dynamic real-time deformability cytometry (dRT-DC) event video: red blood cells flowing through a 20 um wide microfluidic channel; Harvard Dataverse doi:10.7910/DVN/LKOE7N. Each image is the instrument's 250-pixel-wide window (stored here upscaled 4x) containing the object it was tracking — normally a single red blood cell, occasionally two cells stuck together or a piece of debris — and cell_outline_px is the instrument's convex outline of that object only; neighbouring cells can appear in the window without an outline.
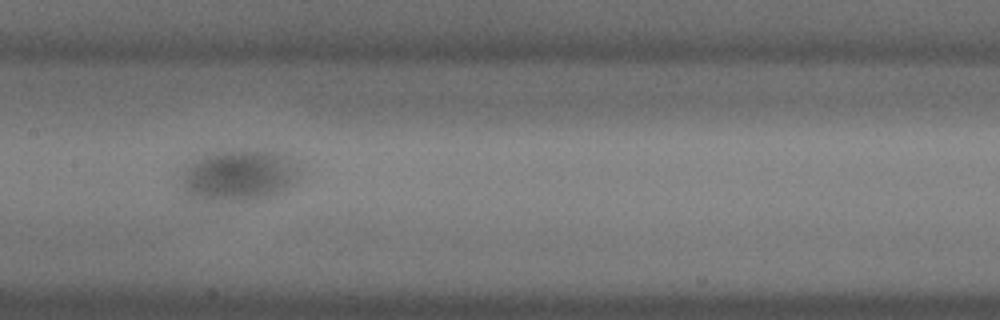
{"species": "common noctule bat (a hibernating species)", "species_latin": "Nyctalus noctula", "temperature_condition": "cold", "stored_images_in_passage": 37, "camera_frame_rate_fps": 3000, "um_per_image_px": 0.085, "animal": {"sex": "male", "body_mass_g": 18.8}, "frame": {"image": 1, "passage_image": 10, "time_ms": 3.0, "image_size_px": [1000, 320], "cell_outline_px": [[304, 168], [296, 180], [292, 184], [280, 192], [268, 196], [244, 200], [192, 200], [180, 188], [180, 168], [184, 164], [208, 152], [220, 148], [264, 148], [288, 152], [300, 160], [304, 164]], "centroid_in_image_um": [20.33, 14.79], "position_along_channel_um": 187.1, "area_um2": 38.26}}
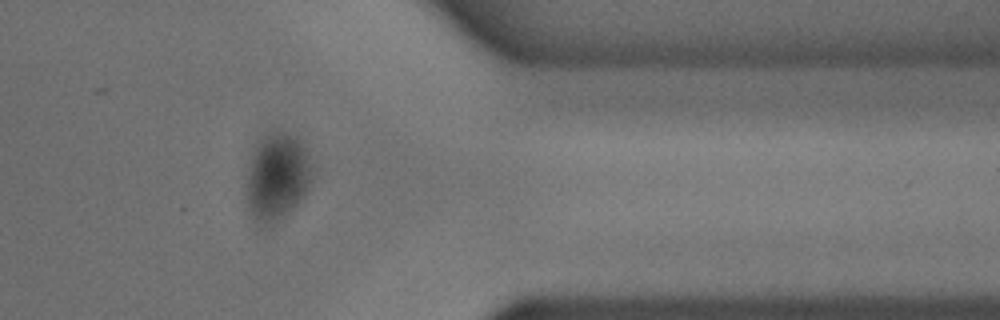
{"frame": {"image": 2, "passage_image": 27, "time_ms": 8.667, "image_size_px": [1000, 320], "cell_outline_px": [[312, 180], [304, 196], [284, 216], [272, 224], [260, 228], [252, 220], [244, 200], [244, 176], [252, 148], [256, 140], [260, 136], [276, 128], [280, 128], [292, 132], [300, 140], [312, 164]], "centroid_in_image_um": [23.45, 14.99], "position_along_channel_um": 387.9, "area_um2": 35.6}}
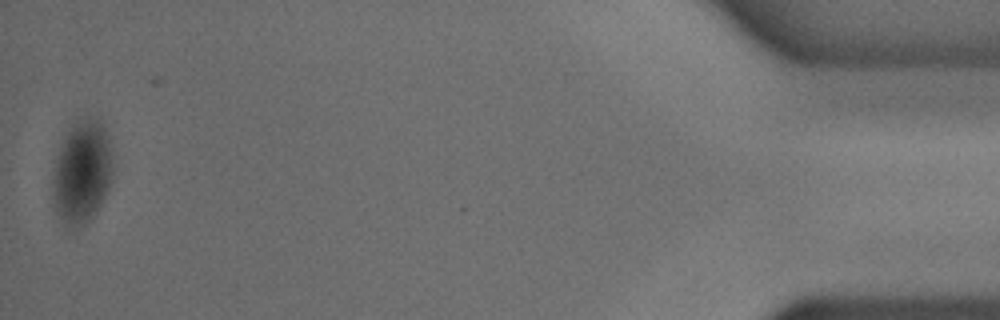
{"frame": {"image": 3, "passage_image": 36, "time_ms": 11.667, "image_size_px": [1000, 320], "cell_outline_px": [[112, 180], [96, 212], [84, 224], [72, 228], [68, 228], [64, 224], [56, 212], [52, 196], [52, 180], [56, 156], [64, 136], [76, 120], [84, 112], [100, 116], [104, 124], [112, 148]], "centroid_in_image_um": [6.98, 14.51], "position_along_channel_um": 428.2, "area_um2": 37.17}}